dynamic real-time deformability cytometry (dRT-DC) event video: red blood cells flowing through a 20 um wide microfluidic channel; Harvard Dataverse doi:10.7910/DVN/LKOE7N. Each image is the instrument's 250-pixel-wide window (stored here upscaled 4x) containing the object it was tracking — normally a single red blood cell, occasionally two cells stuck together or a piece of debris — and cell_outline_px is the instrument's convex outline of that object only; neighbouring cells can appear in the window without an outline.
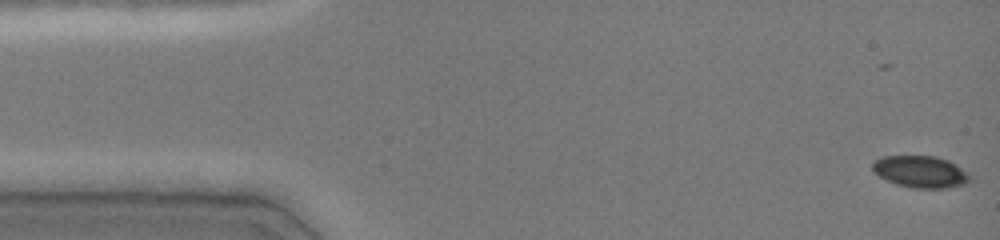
{"species": "common noctule bat (a hibernating species)", "species_latin": "Nyctalus noctula", "temperature_condition": "cold", "stored_images_in_passage": 2, "camera_frame_rate_fps": 3000, "um_per_image_px": 0.085, "animal": {"sex": "female", "body_mass_g": 19.0, "forearm_length_mm": 51.5}, "frame": {"image": 1, "passage_image": 2, "time_ms": 0.333, "image_size_px": [1000, 240], "cell_outline_px": [[972, 176], [964, 184], [944, 188], [912, 188], [896, 184], [880, 176], [872, 168], [872, 160], [884, 156], [936, 156], [948, 160], [956, 164]], "centroid_in_image_um": [78.24, 14.58], "position_along_channel_um": 6.8, "area_um2": 17.98}}